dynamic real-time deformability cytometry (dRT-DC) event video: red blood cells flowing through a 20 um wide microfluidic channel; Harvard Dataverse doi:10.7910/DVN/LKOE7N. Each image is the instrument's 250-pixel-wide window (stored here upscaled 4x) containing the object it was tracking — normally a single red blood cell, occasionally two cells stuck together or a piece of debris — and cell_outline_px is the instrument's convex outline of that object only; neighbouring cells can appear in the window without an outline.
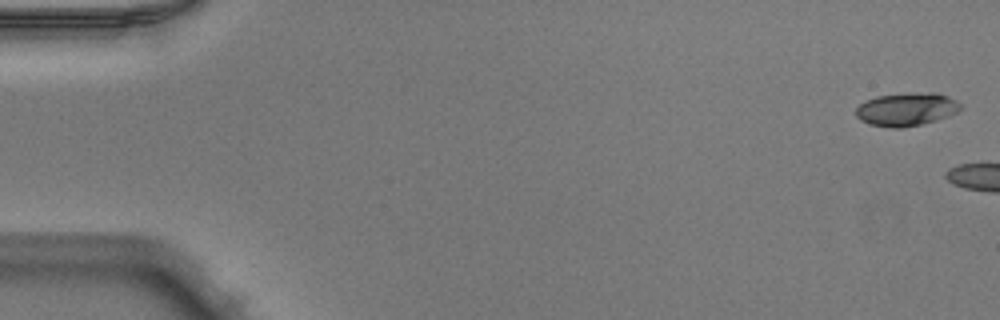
{"species": "Egyptian fruit bat (a non-hibernating species)", "species_latin": "Rousettus aegyptiacus", "temperature_condition": "warm", "stored_images_in_passage": 5, "camera_frame_rate_fps": 3000, "um_per_image_px": 0.085, "animal": {"sex": "male"}, "frame": {"image": 1, "passage_image": 1, "time_ms": 0.0, "image_size_px": [1000, 320], "cell_outline_px": [[960, 108], [956, 112], [948, 116], [936, 120], [920, 124], [900, 128], [888, 128], [868, 124], [860, 120], [856, 116], [856, 108], [860, 104], [876, 96], [912, 92], [936, 92], [948, 96], [956, 100], [960, 104]], "centroid_in_image_um": [77.03, 9.28], "position_along_channel_um": 8.0, "area_um2": 20.29}}